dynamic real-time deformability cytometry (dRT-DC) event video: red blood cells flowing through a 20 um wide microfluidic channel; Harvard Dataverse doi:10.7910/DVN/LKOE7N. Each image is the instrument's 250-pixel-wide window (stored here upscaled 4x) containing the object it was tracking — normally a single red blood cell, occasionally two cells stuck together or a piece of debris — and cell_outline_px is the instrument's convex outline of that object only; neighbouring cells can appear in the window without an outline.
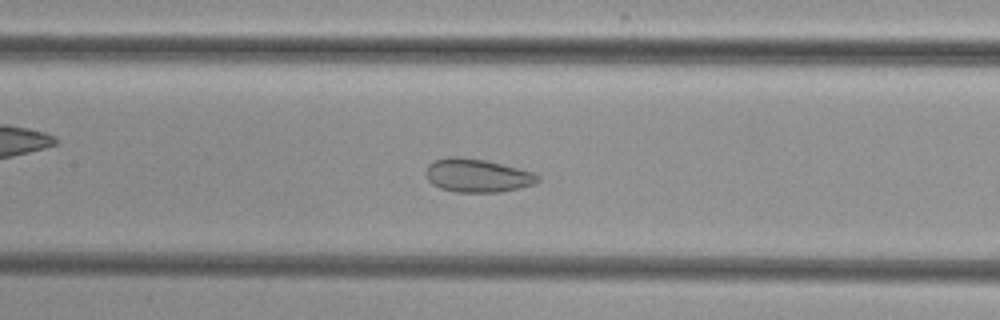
{"species": "common noctule bat (a hibernating species)", "species_latin": "Nyctalus noctula", "temperature_condition": "cold", "stored_images_in_passage": 43, "camera_frame_rate_fps": 3000, "um_per_image_px": 0.085, "animal": {"sex": "female", "body_mass_g": 29.2, "forearm_length_mm": 56.3}, "frame": {"image": 1, "passage_image": 21, "time_ms": 6.667, "image_size_px": [1000, 320], "cell_outline_px": [[540, 180], [536, 184], [520, 188], [500, 192], [456, 192], [440, 188], [432, 184], [428, 180], [424, 172], [428, 164], [436, 160], [448, 156], [460, 156], [484, 160], [532, 172], [540, 176]], "centroid_in_image_um": [40.55, 14.92], "position_along_channel_um": 166.9, "area_um2": 21.85}}
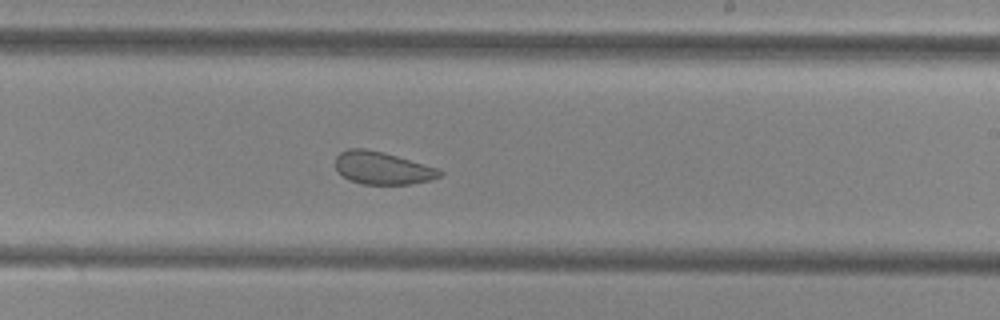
{"frame": {"image": 2, "passage_image": 28, "time_ms": 9.0, "image_size_px": [1000, 320], "cell_outline_px": [[444, 172], [440, 176], [432, 180], [408, 184], [364, 184], [348, 180], [336, 168], [336, 156], [340, 152], [348, 148], [364, 148], [384, 152], [436, 168]], "centroid_in_image_um": [32.49, 14.28], "position_along_channel_um": 256.5, "area_um2": 19.65}}
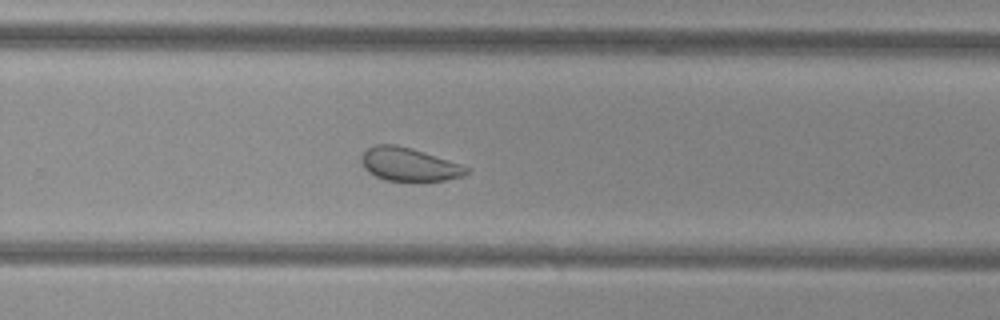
{"frame": {"image": 3, "passage_image": 31, "time_ms": 10.0, "image_size_px": [1000, 320], "cell_outline_px": [[472, 168], [464, 176], [444, 180], [384, 180], [368, 172], [364, 168], [360, 160], [360, 156], [368, 148], [376, 144], [396, 144], [412, 148]], "centroid_in_image_um": [34.75, 13.96], "position_along_channel_um": 295.1, "area_um2": 20.29}}